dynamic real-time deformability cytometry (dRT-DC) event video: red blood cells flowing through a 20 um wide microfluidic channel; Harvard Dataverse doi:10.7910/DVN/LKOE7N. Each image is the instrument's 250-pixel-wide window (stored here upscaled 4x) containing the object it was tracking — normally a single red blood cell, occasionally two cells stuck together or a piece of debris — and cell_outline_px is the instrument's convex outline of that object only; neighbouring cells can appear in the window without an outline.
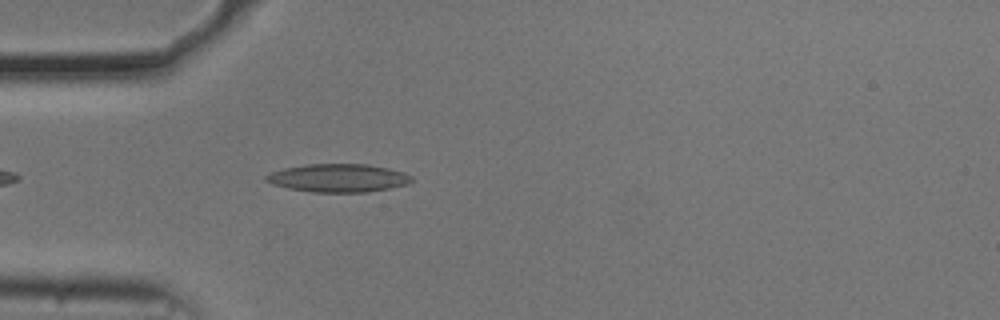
{"species": "common noctule bat (a hibernating species)", "species_latin": "Nyctalus noctula", "temperature_condition": "cold", "stored_images_in_passage": 42, "camera_frame_rate_fps": 3000, "um_per_image_px": 0.085, "animal": {"sex": "male", "body_mass_g": 20.5, "forearm_length_mm": 52.5}, "frame": {"image": 1, "passage_image": 6, "time_ms": 1.667, "image_size_px": [1000, 320], "cell_outline_px": [[412, 180], [408, 184], [368, 192], [312, 192], [288, 188], [272, 184], [264, 180], [264, 176], [272, 172], [284, 168], [308, 164], [368, 164], [388, 168], [404, 172], [412, 176]], "centroid_in_image_um": [28.74, 15.13], "position_along_channel_um": 56.3, "area_um2": 23.87}}
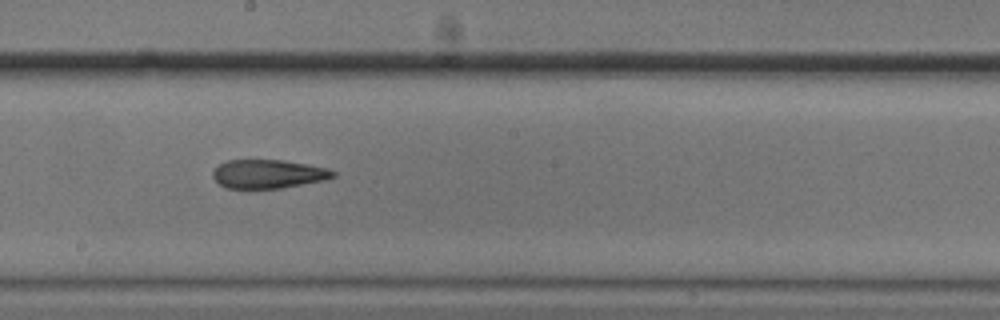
{"frame": {"image": 2, "passage_image": 20, "time_ms": 6.333, "image_size_px": [1000, 320], "cell_outline_px": [[336, 176], [324, 180], [280, 188], [224, 188], [212, 176], [212, 172], [220, 164], [228, 160], [284, 160], [328, 168], [336, 172]], "centroid_in_image_um": [22.8, 14.78], "position_along_channel_um": 225.4, "area_um2": 20.0}}
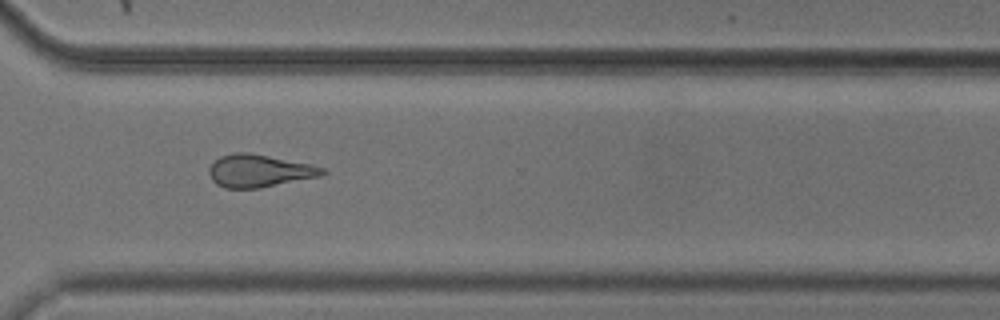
{"frame": {"image": 3, "passage_image": 30, "time_ms": 9.667, "image_size_px": [1000, 320], "cell_outline_px": [[328, 172], [320, 176], [260, 188], [224, 188], [216, 184], [212, 180], [208, 172], [208, 168], [220, 156], [236, 152], [248, 152], [312, 164], [324, 168]], "centroid_in_image_um": [22.03, 14.52], "position_along_channel_um": 348.6, "area_um2": 21.56}, "authors_computed_cell_mechanics": {"area_um2": 21.386, "velocity_mm_per_s": 3.7117, "shape_relaxation_time_tau1_ms": null, "shape_relaxation_time_tau2_ms": 5.6204, "deformation_change_tau1": null, "deformation_change_tau2": 0.1669}}